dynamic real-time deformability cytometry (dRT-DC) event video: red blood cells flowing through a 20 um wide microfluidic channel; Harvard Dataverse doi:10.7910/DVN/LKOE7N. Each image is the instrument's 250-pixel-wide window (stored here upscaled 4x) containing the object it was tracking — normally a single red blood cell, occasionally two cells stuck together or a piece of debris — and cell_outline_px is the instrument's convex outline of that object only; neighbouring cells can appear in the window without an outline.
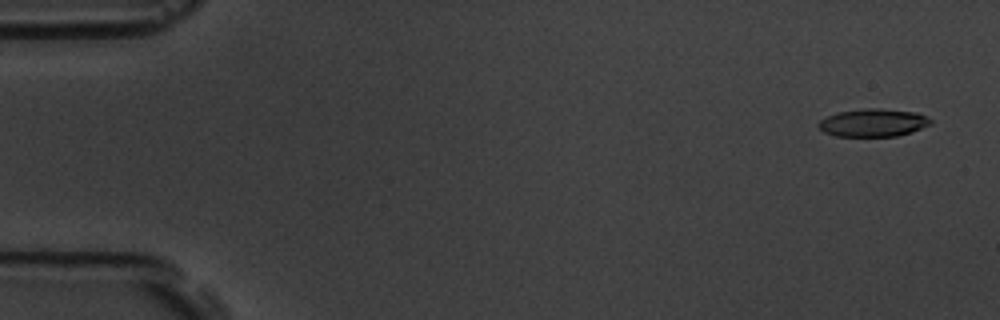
{"species": "common noctule bat (a hibernating species)", "species_latin": "Nyctalus noctula", "temperature_condition": "room temperature", "stored_images_in_passage": 5, "camera_frame_rate_fps": 3000, "um_per_image_px": 0.085, "animal": {"sex": "male", "body_mass_g": 19.5, "forearm_length_mm": 54.6}, "frame": {"image": 1, "passage_image": 1, "time_ms": 0.0, "image_size_px": [1000, 320], "cell_outline_px": [[932, 124], [912, 132], [896, 136], [836, 136], [824, 132], [816, 124], [820, 120], [836, 112], [864, 108], [880, 108], [916, 112], [932, 120]], "centroid_in_image_um": [74.21, 10.42], "position_along_channel_um": 10.8, "area_um2": 18.26}}
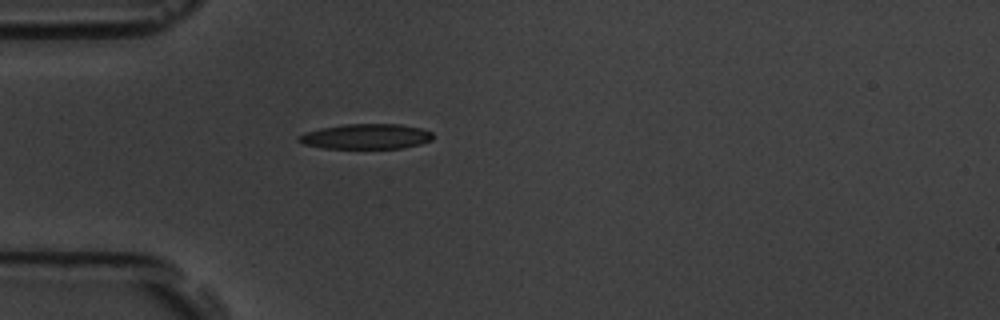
{"frame": {"image": 2, "passage_image": 5, "time_ms": 4.667, "image_size_px": [1000, 320], "cell_outline_px": [[432, 140], [420, 144], [404, 148], [324, 148], [304, 144], [296, 140], [296, 136], [304, 132], [320, 128], [344, 124], [400, 124], [420, 128], [432, 132]], "centroid_in_image_um": [31.08, 11.6], "position_along_channel_um": 53.9, "area_um2": 19.77}}